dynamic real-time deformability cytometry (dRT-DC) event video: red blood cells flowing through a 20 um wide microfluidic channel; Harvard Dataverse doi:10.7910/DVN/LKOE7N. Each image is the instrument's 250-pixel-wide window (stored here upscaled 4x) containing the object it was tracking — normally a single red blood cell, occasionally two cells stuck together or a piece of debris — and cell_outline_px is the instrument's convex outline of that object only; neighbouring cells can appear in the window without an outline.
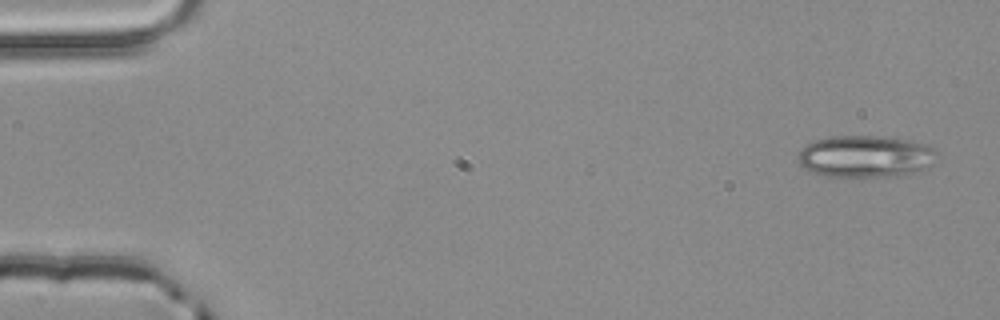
{"species": "common noctule bat (a hibernating species)", "species_latin": "Nyctalus noctula", "temperature_condition": "room temperature", "stored_images_in_passage": 3, "camera_frame_rate_fps": 3000, "um_per_image_px": 0.085, "animal": {"sex": "male", "body_mass_g": 20.4}, "frame": {"image": 1, "passage_image": 1, "time_ms": 0.0, "image_size_px": [1000, 320], "cell_outline_px": [[936, 152], [932, 164], [924, 168], [912, 172], [888, 176], [828, 176], [812, 172], [804, 168], [800, 164], [800, 148], [804, 144], [828, 136], [872, 136], [904, 140], [928, 144]], "centroid_in_image_um": [73.51, 13.28], "position_along_channel_um": 11.5, "area_um2": 33.29}}